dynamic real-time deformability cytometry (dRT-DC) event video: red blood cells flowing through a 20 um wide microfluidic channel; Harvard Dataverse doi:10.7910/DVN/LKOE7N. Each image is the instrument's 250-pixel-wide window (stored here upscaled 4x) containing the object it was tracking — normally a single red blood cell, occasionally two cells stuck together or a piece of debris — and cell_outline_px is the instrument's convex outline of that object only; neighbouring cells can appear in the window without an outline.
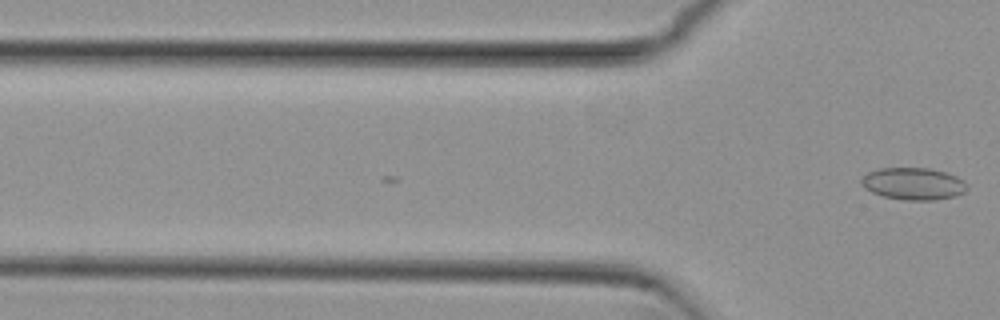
{"species": "common noctule bat (a hibernating species)", "species_latin": "Nyctalus noctula", "temperature_condition": "cold", "stored_images_in_passage": 5, "camera_frame_rate_fps": 3000, "um_per_image_px": 0.085, "animal": {"sex": "female", "body_mass_g": 29.2, "forearm_length_mm": 56.3}, "frame": {"image": 1, "passage_image": 5, "time_ms": 1.333, "image_size_px": [1000, 320], "cell_outline_px": [[968, 188], [964, 192], [956, 196], [936, 200], [904, 200], [884, 196], [872, 192], [864, 188], [860, 180], [868, 172], [880, 168], [928, 168], [944, 172], [956, 176], [964, 180]], "centroid_in_image_um": [77.65, 15.62], "position_along_channel_um": 48.2, "area_um2": 19.77}}